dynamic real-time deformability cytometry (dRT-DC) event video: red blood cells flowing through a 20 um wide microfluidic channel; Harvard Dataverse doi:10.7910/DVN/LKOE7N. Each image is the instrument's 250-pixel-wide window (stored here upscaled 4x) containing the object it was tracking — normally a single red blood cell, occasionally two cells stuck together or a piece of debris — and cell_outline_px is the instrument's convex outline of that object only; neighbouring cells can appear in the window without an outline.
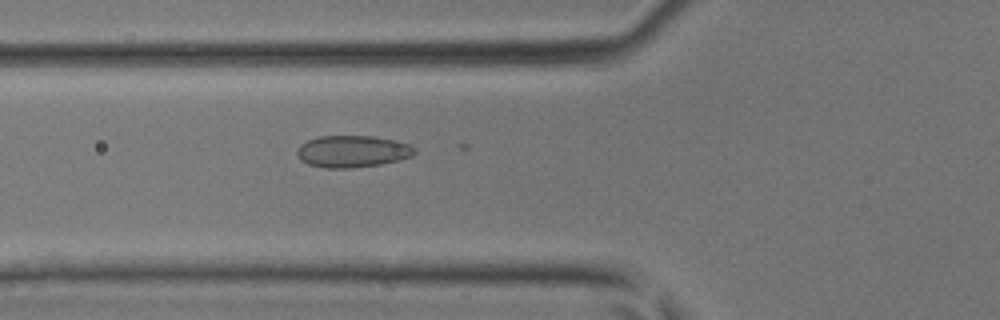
{"species": "common noctule bat (a hibernating species)", "species_latin": "Nyctalus noctula", "temperature_condition": "room temperature", "stored_images_in_passage": 30, "camera_frame_rate_fps": 3000, "um_per_image_px": 0.085, "animal": {"sex": "male", "body_mass_g": 17.9, "forearm_length_mm": 54.2}, "frame": {"image": 1, "passage_image": 17, "time_ms": 5.333, "image_size_px": [1000, 320], "cell_outline_px": [[416, 152], [412, 156], [400, 160], [380, 164], [348, 168], [324, 168], [308, 164], [300, 160], [296, 156], [296, 148], [300, 144], [308, 140], [320, 136], [372, 136], [396, 140], [408, 144], [416, 148]], "centroid_in_image_um": [29.93, 12.87], "position_along_channel_um": 95.9, "area_um2": 22.02}}
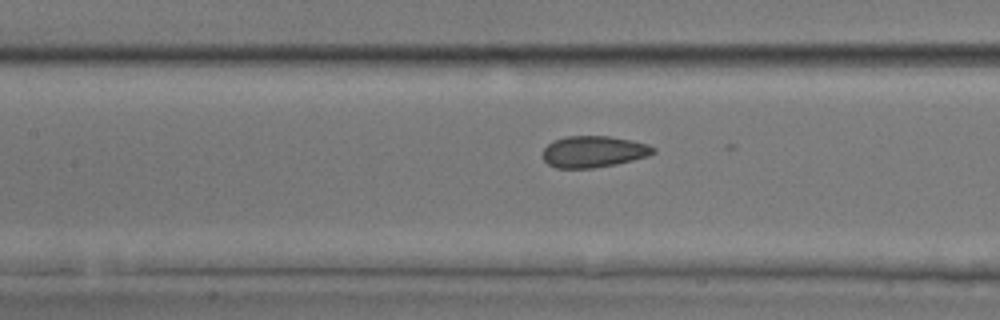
{"frame": {"image": 2, "passage_image": 21, "time_ms": 6.667, "image_size_px": [1000, 320], "cell_outline_px": [[656, 152], [648, 156], [616, 164], [592, 168], [556, 168], [548, 164], [544, 160], [544, 148], [552, 140], [564, 136], [608, 136], [632, 140], [648, 144], [656, 148]], "centroid_in_image_um": [50.46, 12.88], "position_along_channel_um": 156.9, "area_um2": 20.35}}
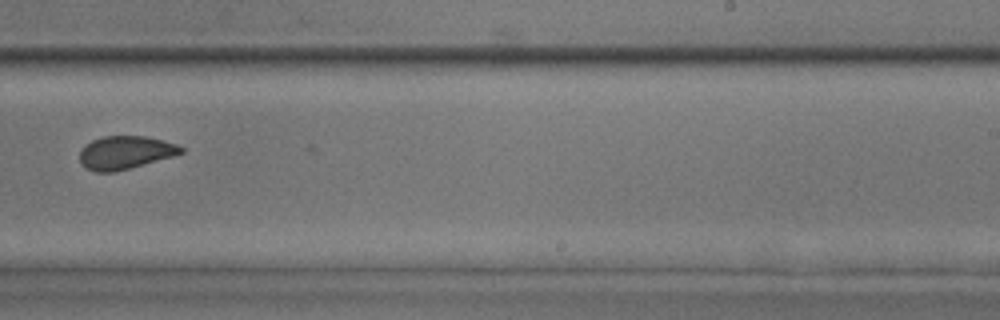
{"frame": {"image": 3, "passage_image": 29, "time_ms": 9.333, "image_size_px": [1000, 320], "cell_outline_px": [[184, 152], [176, 156], [112, 172], [96, 172], [84, 168], [80, 160], [80, 152], [84, 144], [92, 140], [104, 136], [144, 136], [176, 144], [184, 148]], "centroid_in_image_um": [10.64, 12.97], "position_along_channel_um": 278.4, "area_um2": 19.54}}